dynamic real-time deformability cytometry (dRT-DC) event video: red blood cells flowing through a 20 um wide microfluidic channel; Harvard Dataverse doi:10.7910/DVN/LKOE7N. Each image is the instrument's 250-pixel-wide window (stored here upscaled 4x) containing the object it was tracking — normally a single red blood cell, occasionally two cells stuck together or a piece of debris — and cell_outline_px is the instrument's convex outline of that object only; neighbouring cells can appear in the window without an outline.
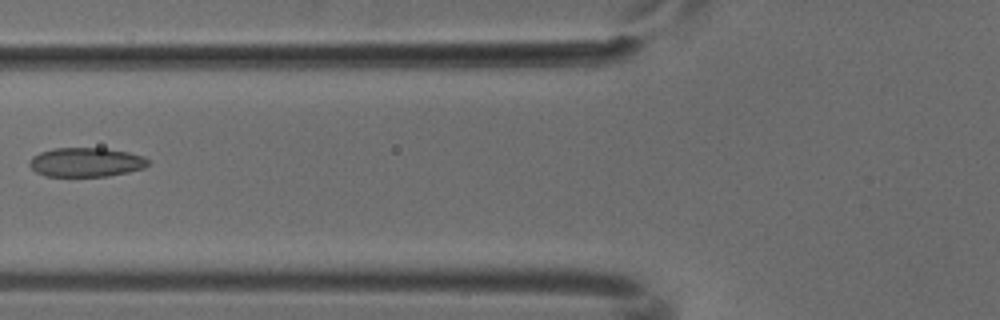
{"species": "common noctule bat (a hibernating species)", "species_latin": "Nyctalus noctula", "temperature_condition": "cold", "stored_images_in_passage": 7, "camera_frame_rate_fps": 3000, "um_per_image_px": 0.085, "animal": {"sex": "male", "body_mass_g": 18.8}, "frame": {"image": 1, "passage_image": 6, "time_ms": 1.667, "image_size_px": [1000, 320], "cell_outline_px": [[148, 164], [144, 168], [128, 172], [108, 176], [44, 176], [36, 172], [28, 164], [28, 160], [32, 156], [40, 152], [52, 148], [104, 148], [128, 152], [144, 156], [148, 160]], "centroid_in_image_um": [7.28, 13.78], "position_along_channel_um": 118.5, "area_um2": 20.29}}
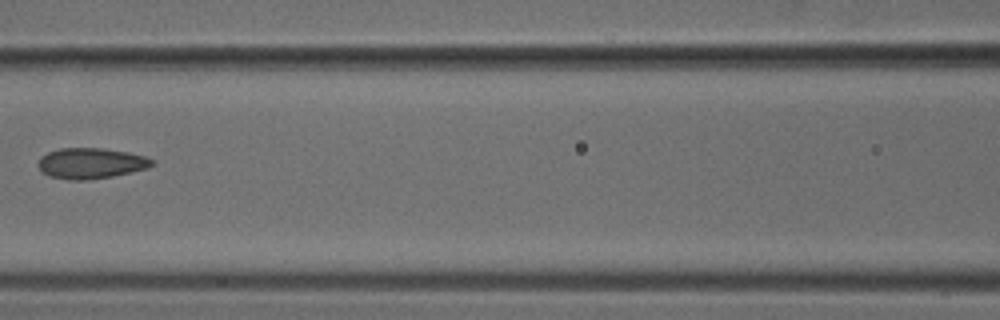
{"frame": {"image": 2, "passage_image": 7, "time_ms": 2.0, "image_size_px": [1000, 320], "cell_outline_px": [[152, 164], [148, 168], [132, 172], [112, 176], [88, 180], [68, 180], [48, 176], [40, 172], [36, 164], [40, 156], [48, 152], [60, 148], [100, 148], [128, 152], [144, 156], [152, 160]], "centroid_in_image_um": [7.64, 13.89], "position_along_channel_um": 159.0, "area_um2": 20.52}}